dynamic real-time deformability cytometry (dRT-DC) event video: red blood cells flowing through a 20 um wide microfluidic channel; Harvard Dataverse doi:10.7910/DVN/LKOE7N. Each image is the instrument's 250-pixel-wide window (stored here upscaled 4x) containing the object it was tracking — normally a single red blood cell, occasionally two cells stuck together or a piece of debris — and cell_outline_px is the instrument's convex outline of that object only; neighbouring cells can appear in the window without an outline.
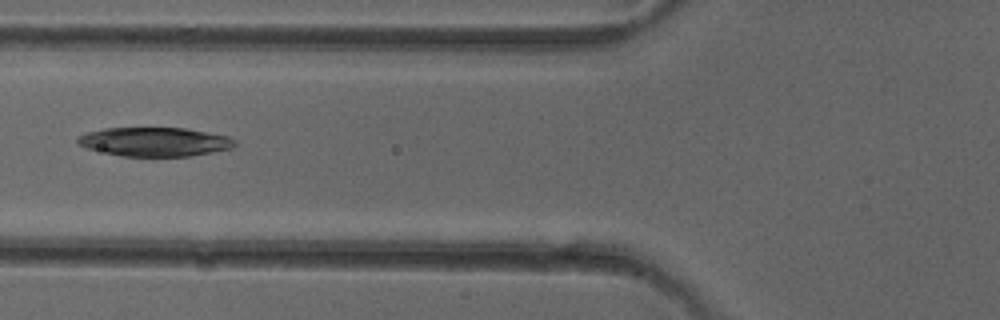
{"species": "common noctule bat (a hibernating species)", "species_latin": "Nyctalus noctula", "temperature_condition": "cold", "stored_images_in_passage": 6, "camera_frame_rate_fps": 3000, "um_per_image_px": 0.085, "animal": {"sex": "female"}, "frame": {"image": 1, "passage_image": 5, "time_ms": 6.0, "image_size_px": [1000, 320], "cell_outline_px": [[236, 144], [232, 148], [192, 156], [120, 156], [88, 148], [80, 144], [76, 140], [80, 136], [88, 132], [104, 128], [184, 128], [228, 136], [236, 140]], "centroid_in_image_um": [13.18, 12.05], "position_along_channel_um": 112.6, "area_um2": 26.3}}
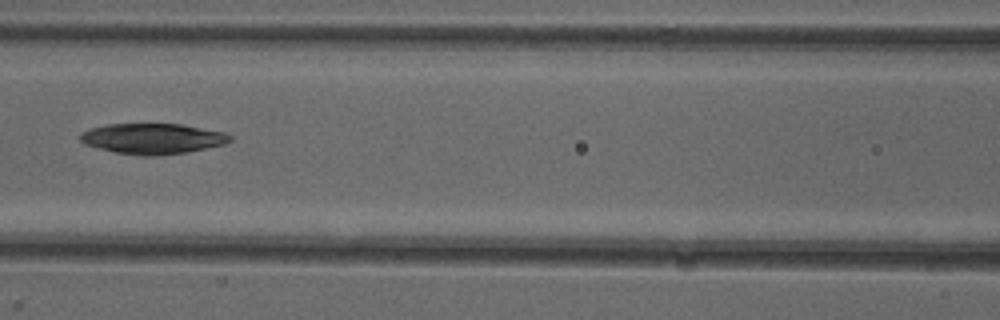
{"frame": {"image": 2, "passage_image": 6, "time_ms": 7.0, "image_size_px": [1000, 320], "cell_outline_px": [[232, 140], [224, 144], [188, 152], [156, 156], [140, 156], [116, 152], [84, 144], [80, 140], [80, 132], [88, 128], [108, 124], [180, 124], [224, 132], [232, 136]], "centroid_in_image_um": [12.96, 11.78], "position_along_channel_um": 153.6, "area_um2": 26.7}}